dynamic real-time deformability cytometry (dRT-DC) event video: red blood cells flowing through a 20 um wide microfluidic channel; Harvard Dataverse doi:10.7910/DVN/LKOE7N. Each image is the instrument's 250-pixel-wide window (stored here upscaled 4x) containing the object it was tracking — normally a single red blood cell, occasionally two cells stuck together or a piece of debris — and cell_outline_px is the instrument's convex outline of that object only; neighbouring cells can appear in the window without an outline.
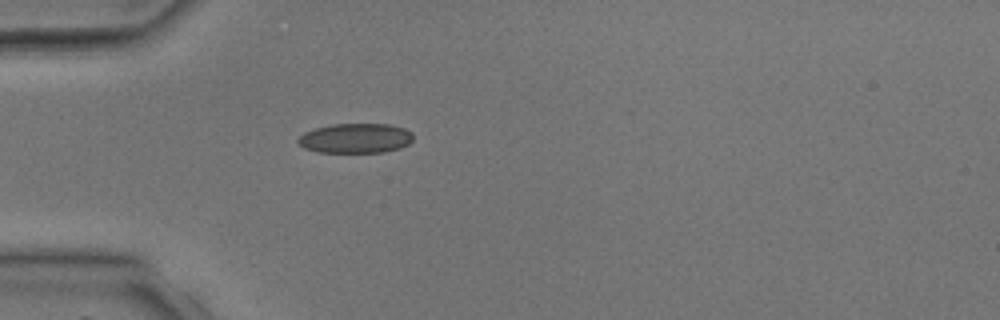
{"species": "common noctule bat (a hibernating species)", "species_latin": "Nyctalus noctula", "temperature_condition": "room temperature", "stored_images_in_passage": 3, "camera_frame_rate_fps": 3000, "um_per_image_px": 0.085, "animal": {"sex": "male", "body_mass_g": 17.9, "forearm_length_mm": 54.2}, "frame": {"image": 1, "passage_image": 3, "time_ms": 2.333, "image_size_px": [1000, 320], "cell_outline_px": [[412, 140], [408, 144], [400, 148], [384, 152], [316, 152], [304, 148], [296, 140], [304, 132], [316, 128], [332, 124], [388, 124], [404, 128], [412, 132]], "centroid_in_image_um": [30.22, 11.75], "position_along_channel_um": 54.8, "area_um2": 19.94}}